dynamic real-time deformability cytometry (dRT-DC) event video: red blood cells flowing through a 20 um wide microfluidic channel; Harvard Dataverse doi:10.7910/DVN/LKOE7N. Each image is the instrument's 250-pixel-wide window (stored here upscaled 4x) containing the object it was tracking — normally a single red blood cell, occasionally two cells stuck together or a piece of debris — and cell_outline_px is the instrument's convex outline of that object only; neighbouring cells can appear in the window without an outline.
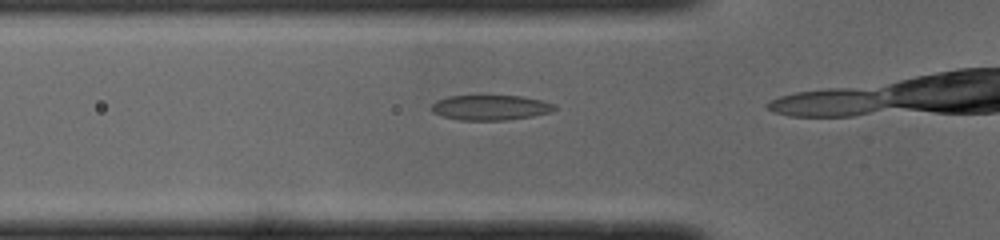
{"species": "common noctule bat (a hibernating species)", "species_latin": "Nyctalus noctula", "temperature_condition": "cold", "stored_images_in_passage": 9, "camera_frame_rate_fps": 3000, "um_per_image_px": 0.085, "animal": {"sex": "male", "body_mass_g": 19.0, "forearm_length_mm": 50.8}, "frame": {"image": 1, "passage_image": 7, "time_ms": 2.0, "image_size_px": [1000, 240], "cell_outline_px": [[556, 108], [552, 112], [532, 116], [508, 120], [460, 120], [444, 116], [432, 112], [432, 104], [436, 100], [448, 96], [524, 96], [556, 104]], "centroid_in_image_um": [41.71, 9.14], "position_along_channel_um": 84.1, "area_um2": 17.98}}